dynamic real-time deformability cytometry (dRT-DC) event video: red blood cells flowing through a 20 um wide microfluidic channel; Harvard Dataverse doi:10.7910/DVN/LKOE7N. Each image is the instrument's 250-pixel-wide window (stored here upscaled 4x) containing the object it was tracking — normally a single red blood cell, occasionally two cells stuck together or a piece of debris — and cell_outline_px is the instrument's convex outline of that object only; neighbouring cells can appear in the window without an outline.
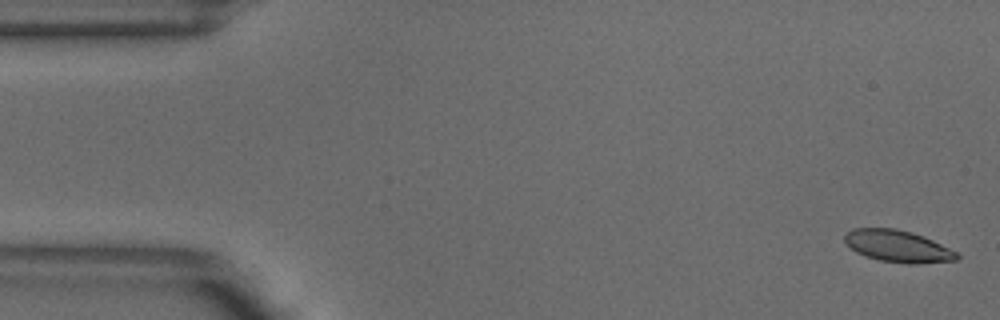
{"species": "common noctule bat (a hibernating species)", "species_latin": "Nyctalus noctula", "temperature_condition": "warm", "stored_images_in_passage": 10, "camera_frame_rate_fps": 3000, "um_per_image_px": 0.085, "animal": {"sex": "male", "body_mass_g": 18.8}, "frame": {"image": 1, "passage_image": 1, "time_ms": 0.0, "image_size_px": [1000, 320], "cell_outline_px": [[960, 256], [956, 260], [916, 264], [908, 264], [880, 260], [864, 256], [856, 252], [844, 240], [844, 236], [852, 228], [896, 228], [912, 232], [924, 236], [956, 252]], "centroid_in_image_um": [76.3, 20.92], "position_along_channel_um": 8.7, "area_um2": 20.75}}